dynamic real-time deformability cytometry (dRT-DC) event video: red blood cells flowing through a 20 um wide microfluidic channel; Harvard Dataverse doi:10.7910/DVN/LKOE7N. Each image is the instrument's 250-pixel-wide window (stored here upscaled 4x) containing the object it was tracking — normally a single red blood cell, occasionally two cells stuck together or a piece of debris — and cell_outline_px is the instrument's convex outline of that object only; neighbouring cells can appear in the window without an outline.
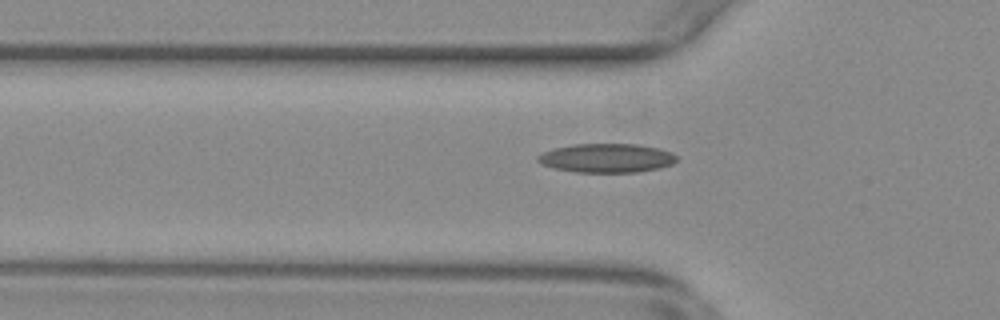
{"species": "common noctule bat (a hibernating species)", "species_latin": "Nyctalus noctula", "temperature_condition": "warm", "stored_images_in_passage": 39, "camera_frame_rate_fps": 3000, "um_per_image_px": 0.085, "animal": {"sex": "female", "body_mass_g": 29.2, "forearm_length_mm": 56.3}, "frame": {"image": 1, "passage_image": 3, "time_ms": 0.667, "image_size_px": [1000, 320], "cell_outline_px": [[676, 160], [672, 164], [660, 168], [636, 172], [576, 172], [552, 168], [536, 160], [536, 156], [552, 148], [572, 144], [640, 144], [672, 152], [676, 156]], "centroid_in_image_um": [51.54, 13.43], "position_along_channel_um": 74.3, "area_um2": 23.47}}
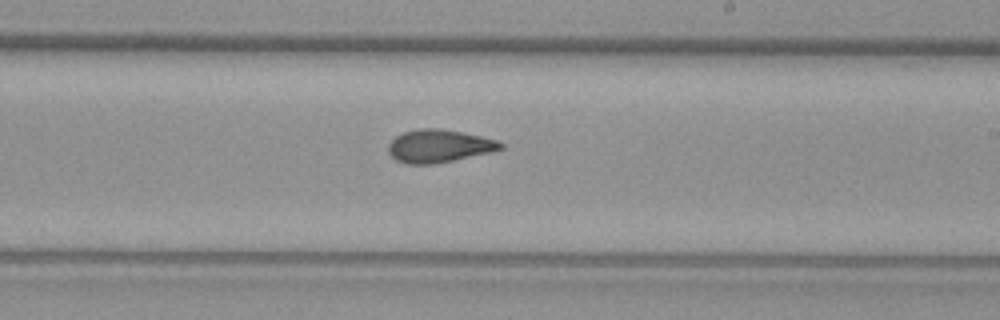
{"frame": {"image": 2, "passage_image": 17, "time_ms": 5.333, "image_size_px": [1000, 320], "cell_outline_px": [[504, 148], [492, 152], [432, 164], [404, 164], [396, 160], [388, 152], [388, 144], [396, 136], [404, 132], [416, 128], [440, 128], [464, 132], [500, 140], [504, 144]], "centroid_in_image_um": [37.33, 12.4], "position_along_channel_um": 251.7, "area_um2": 21.73}}
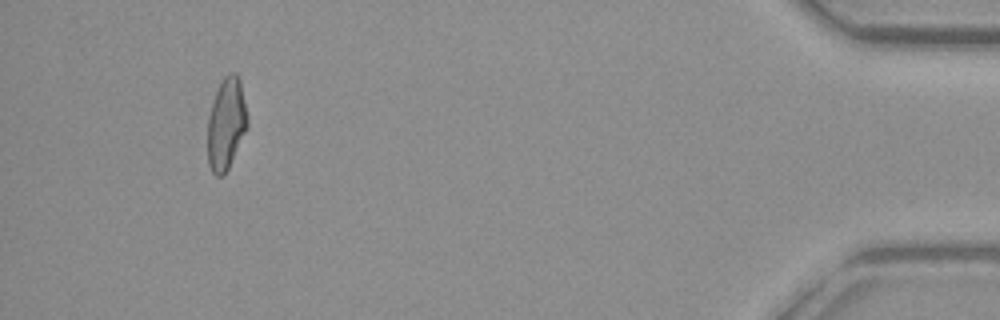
{"frame": {"image": 3, "passage_image": 36, "time_ms": 11.667, "image_size_px": [1000, 320], "cell_outline_px": [[248, 128], [224, 176], [216, 176], [212, 172], [208, 164], [208, 116], [216, 92], [224, 76], [228, 72], [236, 72], [240, 80], [248, 116]], "centroid_in_image_um": [19.24, 10.53], "position_along_channel_um": 416.0, "area_um2": 21.39}, "authors_computed_cell_mechanics": {"area_um2": 21.4438, "velocity_mm_per_s": 3.7821, "shape_relaxation_time_tau1_ms": null, "shape_relaxation_time_tau2_ms": 2.2446, "deformation_change_tau1": null, "deformation_change_tau2": 0.1027}}